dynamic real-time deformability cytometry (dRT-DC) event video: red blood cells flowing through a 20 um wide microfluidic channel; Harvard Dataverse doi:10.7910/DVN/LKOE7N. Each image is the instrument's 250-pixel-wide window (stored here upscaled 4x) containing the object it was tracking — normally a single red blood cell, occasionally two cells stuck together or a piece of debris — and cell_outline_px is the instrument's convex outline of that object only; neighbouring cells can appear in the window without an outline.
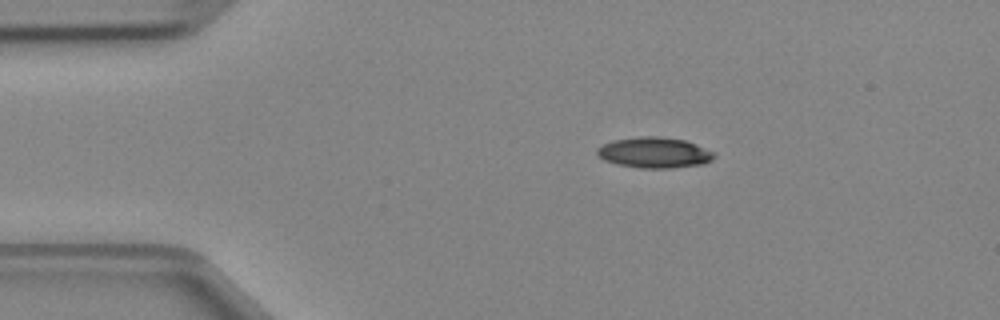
{"species": "Egyptian fruit bat (a non-hibernating species)", "species_latin": "Rousettus aegyptiacus", "temperature_condition": "cold", "stored_images_in_passage": 4, "camera_frame_rate_fps": 3000, "um_per_image_px": 0.085, "animal": {"sex": "female"}, "frame": {"image": 1, "passage_image": 3, "time_ms": 0.667, "image_size_px": [1000, 320], "cell_outline_px": [[716, 156], [712, 160], [704, 164], [672, 168], [640, 168], [616, 164], [604, 160], [596, 156], [596, 148], [612, 140], [640, 136], [656, 136], [684, 140], [696, 144], [716, 152]], "centroid_in_image_um": [55.62, 12.98], "position_along_channel_um": 29.4, "area_um2": 21.21}}